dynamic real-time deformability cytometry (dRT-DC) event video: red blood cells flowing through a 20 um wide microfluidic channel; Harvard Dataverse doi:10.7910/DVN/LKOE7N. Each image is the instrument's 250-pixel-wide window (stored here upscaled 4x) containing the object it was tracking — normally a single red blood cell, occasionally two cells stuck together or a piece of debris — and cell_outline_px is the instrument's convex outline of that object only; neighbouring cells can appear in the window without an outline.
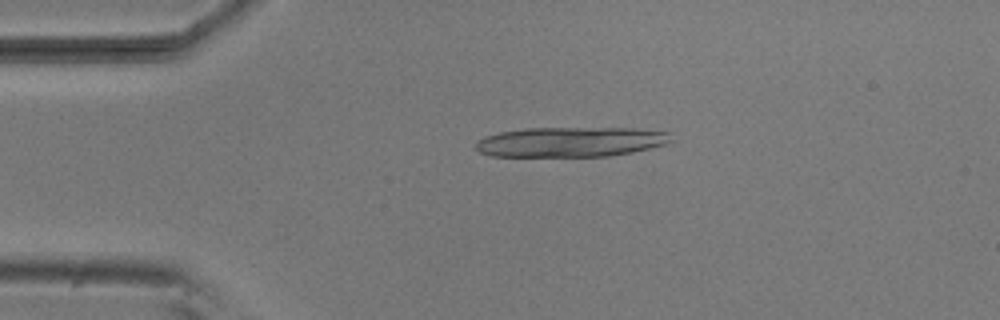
{"species": "common noctule bat (a hibernating species)", "species_latin": "Nyctalus noctula", "temperature_condition": "room temperature", "stored_images_in_passage": 47, "segment_of_instrument_passage": [1, 2], "camera_frame_rate_fps": 3000, "um_per_image_px": 0.085, "animal": {"sex": "male", "body_mass_g": 20.5, "forearm_length_mm": 52.5}, "frame": {"image": 1, "passage_image": 5, "time_ms": 1.333, "image_size_px": [1000, 320], "cell_outline_px": [[672, 140], [664, 144], [632, 152], [608, 156], [492, 156], [480, 152], [476, 148], [476, 140], [484, 136], [500, 132], [524, 128], [632, 128], [668, 132]], "centroid_in_image_um": [48.46, 12.05], "position_along_channel_um": 36.5, "area_um2": 33.93}}